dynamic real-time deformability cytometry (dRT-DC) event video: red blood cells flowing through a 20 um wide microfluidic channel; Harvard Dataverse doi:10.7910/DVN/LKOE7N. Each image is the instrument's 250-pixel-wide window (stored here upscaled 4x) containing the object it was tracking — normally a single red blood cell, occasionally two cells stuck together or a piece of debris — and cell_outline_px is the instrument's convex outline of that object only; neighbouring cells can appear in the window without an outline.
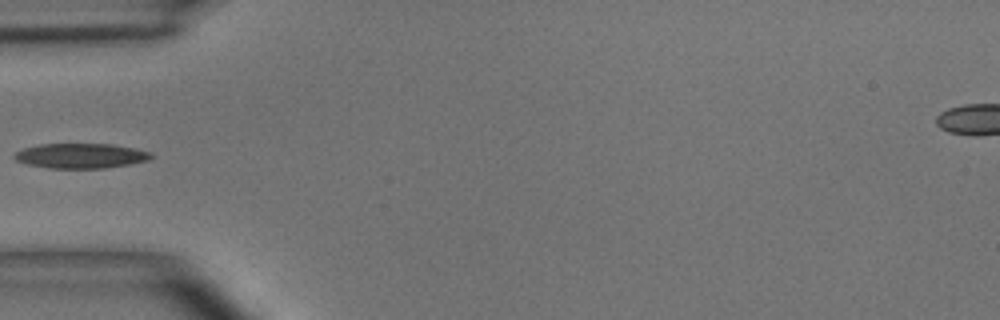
{"species": "common noctule bat (a hibernating species)", "species_latin": "Nyctalus noctula", "temperature_condition": "room temperature", "stored_images_in_passage": 5, "camera_frame_rate_fps": 3000, "um_per_image_px": 0.085, "animal": {"sex": "male", "body_mass_g": 15.6}, "frame": {"image": 1, "passage_image": 4, "time_ms": 4.333, "image_size_px": [1000, 320], "cell_outline_px": [[156, 156], [148, 160], [128, 164], [104, 168], [48, 168], [28, 164], [16, 160], [12, 156], [16, 152], [24, 148], [40, 144], [112, 144], [136, 148], [152, 152]], "centroid_in_image_um": [6.9, 13.24], "position_along_channel_um": 78.1, "area_um2": 19.88}}
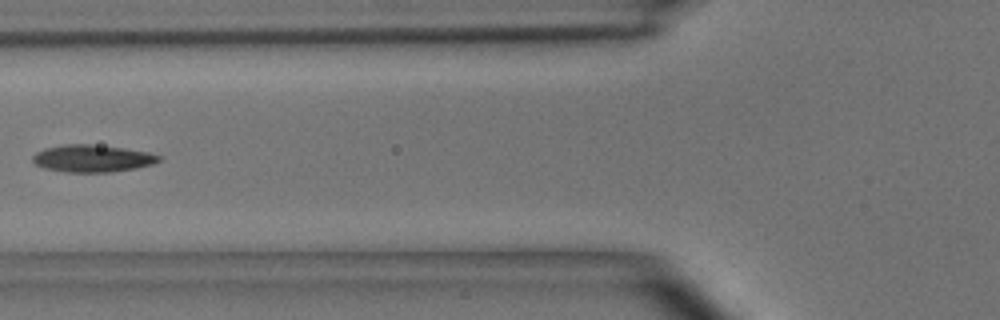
{"frame": {"image": 2, "passage_image": 5, "time_ms": 5.333, "image_size_px": [1000, 320], "cell_outline_px": [[164, 156], [160, 160], [152, 164], [136, 168], [112, 172], [64, 172], [44, 168], [36, 164], [32, 160], [32, 156], [36, 152], [44, 148], [64, 144], [88, 144], [124, 148], [148, 152]], "centroid_in_image_um": [7.85, 13.47], "position_along_channel_um": 117.9, "area_um2": 20.11}}